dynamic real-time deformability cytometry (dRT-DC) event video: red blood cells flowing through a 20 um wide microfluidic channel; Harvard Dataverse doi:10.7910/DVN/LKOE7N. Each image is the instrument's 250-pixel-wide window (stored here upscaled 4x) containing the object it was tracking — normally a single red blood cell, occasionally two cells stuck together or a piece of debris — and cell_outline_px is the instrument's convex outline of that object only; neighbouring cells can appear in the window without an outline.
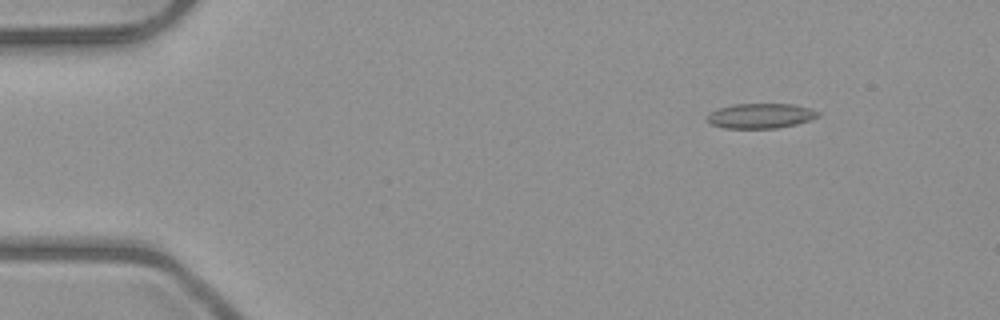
{"species": "common noctule bat (a hibernating species)", "species_latin": "Nyctalus noctula", "temperature_condition": "room temperature", "stored_images_in_passage": 14, "camera_frame_rate_fps": 3000, "um_per_image_px": 0.085, "animal": {"sex": "male", "body_mass_g": 23.1, "forearm_length_mm": 52.7}, "frame": {"image": 1, "passage_image": 2, "time_ms": 1.333, "image_size_px": [1000, 320], "cell_outline_px": [[820, 116], [796, 124], [776, 128], [724, 128], [712, 124], [704, 120], [708, 112], [732, 104], [792, 104], [812, 108], [820, 112]], "centroid_in_image_um": [64.63, 9.84], "position_along_channel_um": 20.4, "area_um2": 16.24}}
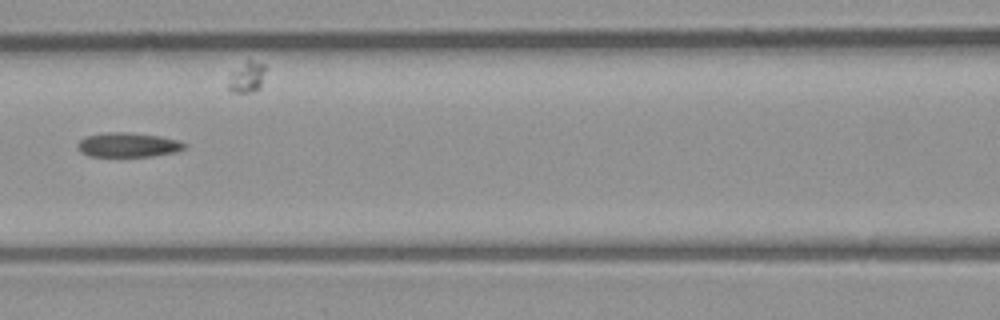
{"frame": {"image": 2, "passage_image": 7, "time_ms": 7.0, "image_size_px": [1000, 320], "cell_outline_px": [[188, 144], [184, 148], [176, 152], [152, 156], [88, 156], [80, 152], [76, 144], [84, 136], [104, 132], [128, 132], [160, 136], [176, 140]], "centroid_in_image_um": [10.84, 12.31], "position_along_channel_um": 155.8, "area_um2": 15.32}}
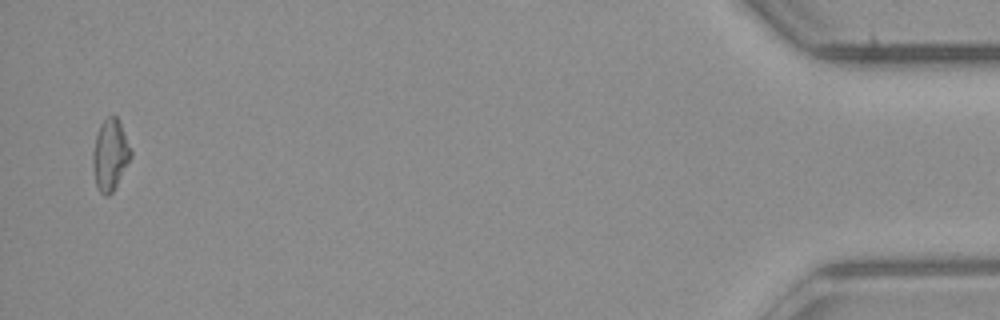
{"frame": {"image": 3, "passage_image": 14, "time_ms": 16.0, "image_size_px": [1000, 320], "cell_outline_px": [[132, 156], [112, 192], [108, 196], [104, 196], [100, 192], [96, 184], [92, 168], [92, 152], [96, 136], [100, 124], [108, 116], [116, 116], [120, 124], [132, 152]], "centroid_in_image_um": [9.34, 13.18], "position_along_channel_um": 425.9, "area_um2": 15.55}, "authors_computed_cell_mechanics": {"area_um2": 15.4904, "velocity_mm_per_s": 3.0557, "shape_relaxation_time_tau1_ms": 5.6391, "shape_relaxation_time_tau2_ms": null, "deformation_change_tau1": 0.3739, "deformation_change_tau2": null}}